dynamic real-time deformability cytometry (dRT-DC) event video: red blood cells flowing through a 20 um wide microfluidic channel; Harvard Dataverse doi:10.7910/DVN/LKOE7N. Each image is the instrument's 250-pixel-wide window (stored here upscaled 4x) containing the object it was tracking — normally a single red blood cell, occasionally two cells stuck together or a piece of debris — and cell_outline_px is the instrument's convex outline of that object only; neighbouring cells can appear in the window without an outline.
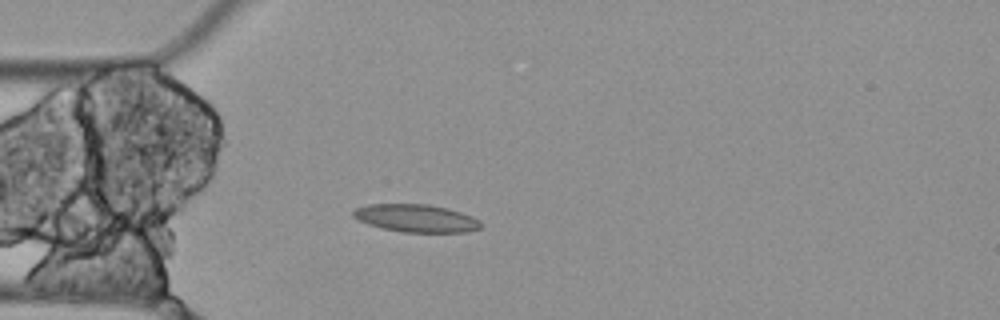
{"species": "Egyptian fruit bat (a non-hibernating species)", "species_latin": "Rousettus aegyptiacus", "temperature_condition": "cold", "stored_images_in_passage": 4, "camera_frame_rate_fps": 3000, "um_per_image_px": 0.085, "animal": {"sex": "female"}, "frame": {"image": 1, "passage_image": 4, "time_ms": 1.0, "image_size_px": [1000, 320], "cell_outline_px": [[484, 224], [480, 228], [468, 232], [404, 232], [384, 228], [368, 224], [352, 216], [352, 212], [356, 208], [368, 204], [428, 204], [448, 208], [472, 216], [480, 220]], "centroid_in_image_um": [35.41, 18.54], "position_along_channel_um": 49.6, "area_um2": 20.63}}